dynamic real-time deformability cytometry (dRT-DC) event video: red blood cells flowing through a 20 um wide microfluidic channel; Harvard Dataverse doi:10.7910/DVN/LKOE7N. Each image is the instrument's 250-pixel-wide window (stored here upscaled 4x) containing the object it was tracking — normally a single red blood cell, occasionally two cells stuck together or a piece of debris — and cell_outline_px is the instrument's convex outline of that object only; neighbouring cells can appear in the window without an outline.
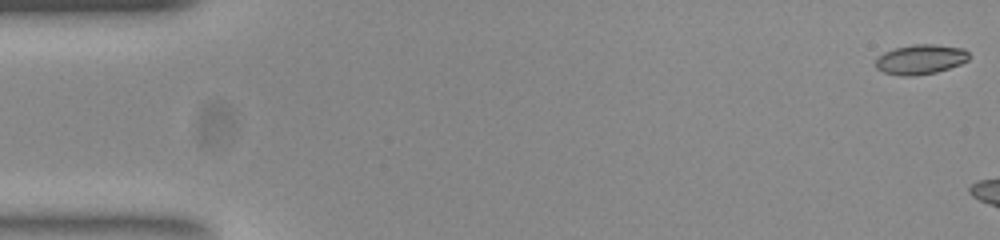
{"species": "common noctule bat (a hibernating species)", "species_latin": "Nyctalus noctula", "temperature_condition": "room temperature", "stored_images_in_passage": 8, "camera_frame_rate_fps": 3000, "um_per_image_px": 0.085, "animal": {"sex": "female", "body_mass_g": 23.0, "forearm_length_mm": 53.4}, "frame": {"image": 1, "passage_image": 1, "time_ms": 0.0, "image_size_px": [1000, 240], "cell_outline_px": [[968, 60], [960, 64], [936, 72], [916, 76], [900, 76], [884, 72], [876, 68], [872, 64], [884, 52], [896, 48], [912, 44], [936, 44], [964, 48], [968, 52]], "centroid_in_image_um": [78.22, 5.05], "position_along_channel_um": 6.8, "area_um2": 16.3}}